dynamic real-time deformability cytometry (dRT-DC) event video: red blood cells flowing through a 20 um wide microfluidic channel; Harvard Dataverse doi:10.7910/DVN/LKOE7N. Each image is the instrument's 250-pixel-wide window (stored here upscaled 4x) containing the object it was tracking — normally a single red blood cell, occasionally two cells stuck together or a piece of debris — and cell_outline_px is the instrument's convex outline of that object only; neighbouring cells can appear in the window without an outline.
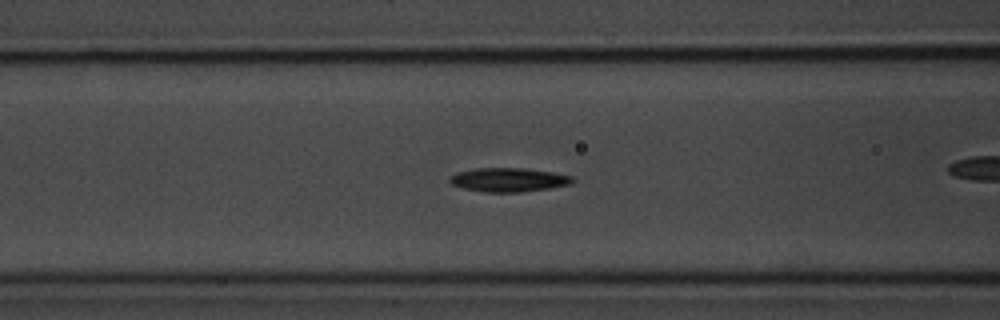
{"species": "common noctule bat (a hibernating species)", "species_latin": "Nyctalus noctula", "temperature_condition": "room temperature", "stored_images_in_passage": 48, "camera_frame_rate_fps": 3000, "um_per_image_px": 0.085, "animal": {"sex": "male", "body_mass_g": 20.1, "forearm_length_mm": 53.5}, "frame": {"image": 1, "passage_image": 21, "time_ms": 6.667, "image_size_px": [1000, 320], "cell_outline_px": [[576, 180], [568, 184], [548, 188], [520, 192], [488, 192], [464, 188], [452, 184], [448, 180], [456, 172], [476, 168], [524, 168], [552, 172], [572, 176]], "centroid_in_image_um": [43.23, 15.27], "position_along_channel_um": 123.4, "area_um2": 16.88}, "authors_computed_cell_mechanics": {"area_um2": 16.5597, "velocity_mm_per_s": 3.6975, "shape_relaxation_time_tau1_ms": 2.2555, "shape_relaxation_time_tau2_ms": 9.7393, "deformation_change_tau1": 0.1335, "deformation_change_tau2": 0.1818}}